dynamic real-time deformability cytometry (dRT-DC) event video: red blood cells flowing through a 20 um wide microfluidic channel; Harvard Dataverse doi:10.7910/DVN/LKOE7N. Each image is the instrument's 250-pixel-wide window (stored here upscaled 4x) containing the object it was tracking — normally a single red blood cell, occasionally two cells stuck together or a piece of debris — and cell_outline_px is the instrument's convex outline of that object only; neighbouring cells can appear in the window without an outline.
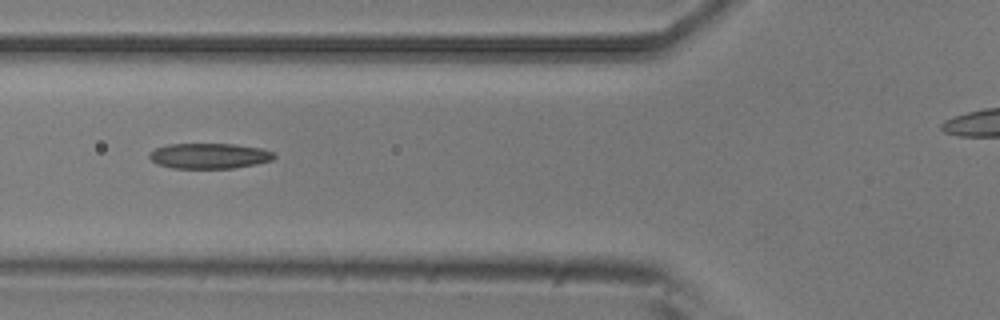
{"species": "common noctule bat (a hibernating species)", "species_latin": "Nyctalus noctula", "temperature_condition": "room temperature", "stored_images_in_passage": 5, "segment_of_instrument_passage": [1, 2], "camera_frame_rate_fps": 3000, "um_per_image_px": 0.085, "animal": {"sex": "male", "body_mass_g": 20.5, "forearm_length_mm": 52.5}, "frame": {"image": 1, "passage_image": 3, "time_ms": 0.667, "image_size_px": [1000, 320], "cell_outline_px": [[276, 156], [272, 160], [256, 164], [232, 168], [172, 168], [156, 164], [148, 156], [156, 148], [168, 144], [236, 144], [264, 148], [272, 152]], "centroid_in_image_um": [17.81, 13.25], "position_along_channel_um": 108.0, "area_um2": 18.5}}
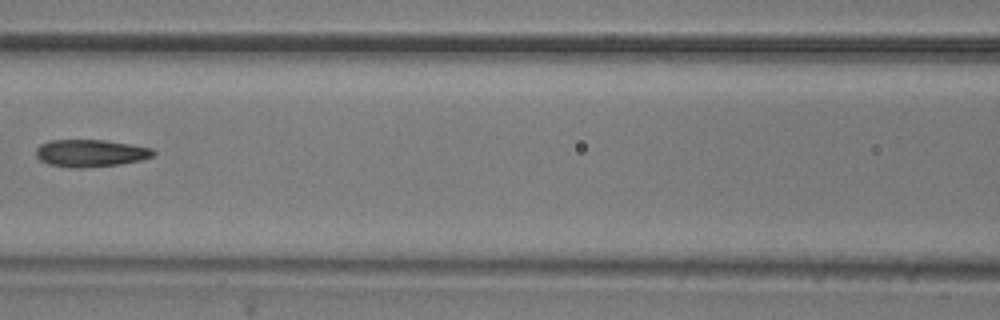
{"frame": {"image": 2, "passage_image": 4, "time_ms": 1.0, "image_size_px": [1000, 320], "cell_outline_px": [[156, 152], [152, 156], [140, 160], [120, 164], [80, 168], [72, 168], [48, 164], [40, 160], [36, 156], [36, 148], [40, 144], [52, 140], [104, 140], [152, 148]], "centroid_in_image_um": [7.66, 13.02], "position_along_channel_um": 158.9, "area_um2": 18.55}}